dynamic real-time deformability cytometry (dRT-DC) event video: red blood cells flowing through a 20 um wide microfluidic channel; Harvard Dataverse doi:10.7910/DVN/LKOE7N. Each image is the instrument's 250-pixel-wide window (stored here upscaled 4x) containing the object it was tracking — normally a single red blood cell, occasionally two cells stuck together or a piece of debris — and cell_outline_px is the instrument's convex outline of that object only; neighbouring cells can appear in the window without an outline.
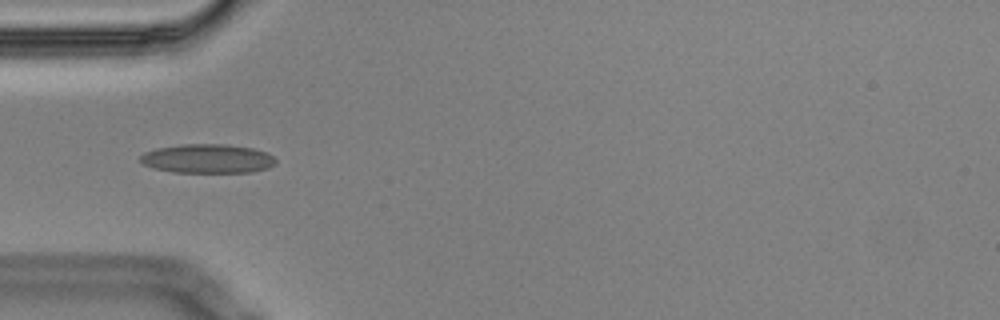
{"species": "Egyptian fruit bat (a non-hibernating species)", "species_latin": "Rousettus aegyptiacus", "temperature_condition": "cold", "stored_images_in_passage": 3, "camera_frame_rate_fps": 3000, "um_per_image_px": 0.085, "animal": {"sex": "male"}, "frame": {"image": 1, "passage_image": 1, "time_ms": 0.0, "image_size_px": [1000, 320], "cell_outline_px": [[276, 164], [268, 168], [252, 172], [172, 172], [152, 168], [144, 164], [140, 160], [140, 156], [144, 152], [156, 148], [184, 144], [224, 144], [252, 148], [268, 152], [276, 160]], "centroid_in_image_um": [17.65, 13.48], "position_along_channel_um": 67.4, "area_um2": 23.0}}